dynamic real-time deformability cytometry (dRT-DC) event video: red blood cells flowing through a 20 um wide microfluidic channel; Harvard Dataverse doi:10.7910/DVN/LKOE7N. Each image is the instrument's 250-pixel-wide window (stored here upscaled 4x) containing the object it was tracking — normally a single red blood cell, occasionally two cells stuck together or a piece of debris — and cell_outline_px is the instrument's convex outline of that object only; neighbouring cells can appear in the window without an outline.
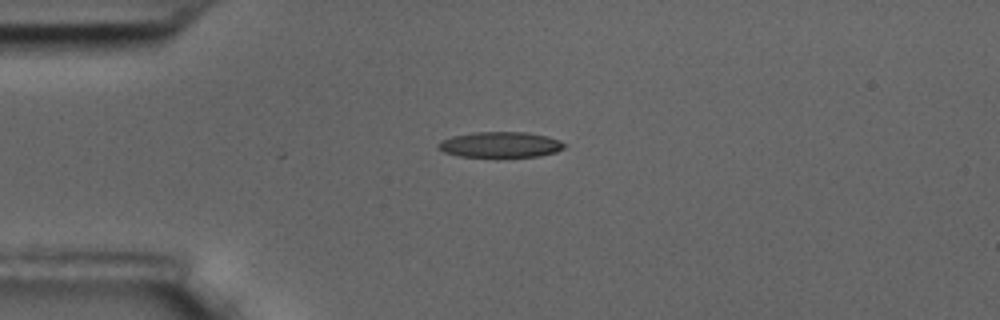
{"species": "common noctule bat (a hibernating species)", "species_latin": "Nyctalus noctula", "temperature_condition": "room temperature", "stored_images_in_passage": 2, "camera_frame_rate_fps": 3000, "um_per_image_px": 0.085, "animal": {"sex": "male", "body_mass_g": 17.5, "forearm_length_mm": 52.3}, "frame": {"image": 1, "passage_image": 2, "time_ms": 0.333, "image_size_px": [1000, 320], "cell_outline_px": [[568, 144], [564, 148], [556, 152], [540, 156], [460, 156], [444, 152], [436, 148], [436, 144], [440, 140], [452, 136], [472, 132], [528, 132], [548, 136], [560, 140]], "centroid_in_image_um": [42.53, 12.28], "position_along_channel_um": 42.5, "area_um2": 18.96}}